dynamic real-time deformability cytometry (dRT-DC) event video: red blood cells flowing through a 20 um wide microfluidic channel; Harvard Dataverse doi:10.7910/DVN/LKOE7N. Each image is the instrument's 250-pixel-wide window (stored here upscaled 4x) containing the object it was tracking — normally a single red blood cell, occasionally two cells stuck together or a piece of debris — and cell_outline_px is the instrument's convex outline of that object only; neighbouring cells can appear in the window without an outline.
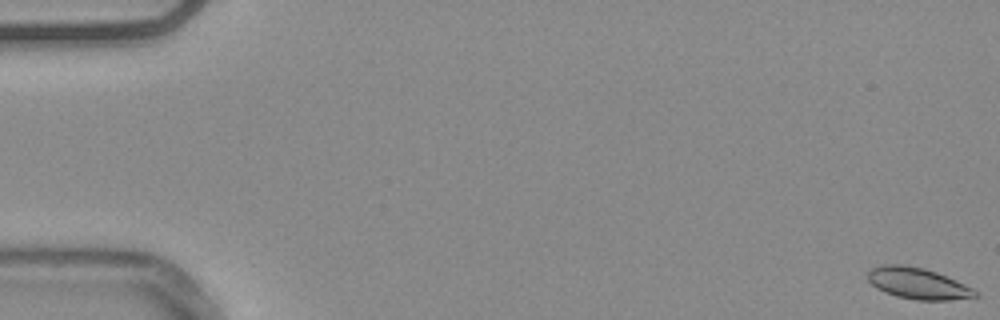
{"species": "common noctule bat (a hibernating species)", "species_latin": "Nyctalus noctula", "temperature_condition": "warm", "stored_images_in_passage": 56, "camera_frame_rate_fps": 3000, "um_per_image_px": 0.085, "animal": {"sex": "male", "body_mass_g": 20.4}, "frame": {"image": 1, "passage_image": 1, "time_ms": 0.0, "image_size_px": [1000, 320], "cell_outline_px": [[980, 296], [948, 300], [916, 300], [896, 296], [884, 292], [876, 288], [868, 280], [868, 272], [872, 268], [884, 264], [904, 264], [924, 268], [936, 272], [956, 280], [972, 288]], "centroid_in_image_um": [78.0, 24.08], "position_along_channel_um": 7.0, "area_um2": 19.54}}
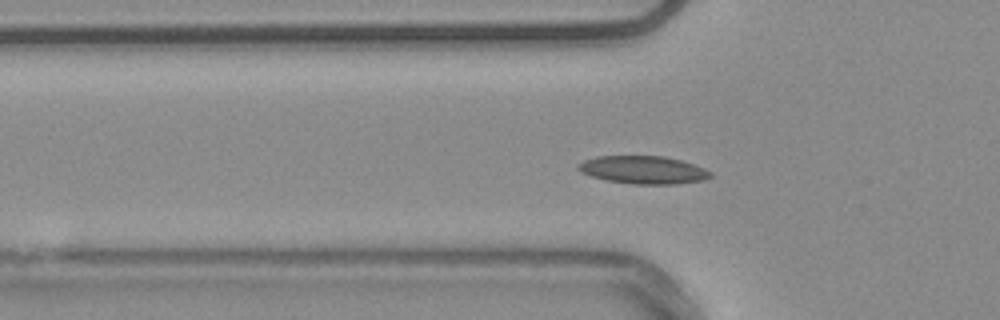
{"frame": {"image": 2, "passage_image": 19, "time_ms": 6.0, "image_size_px": [1000, 320], "cell_outline_px": [[712, 176], [704, 180], [676, 184], [632, 184], [604, 180], [580, 172], [576, 168], [576, 164], [584, 160], [596, 156], [664, 156], [680, 160], [704, 168], [712, 172]], "centroid_in_image_um": [54.64, 14.44], "position_along_channel_um": 71.2, "area_um2": 21.62}}
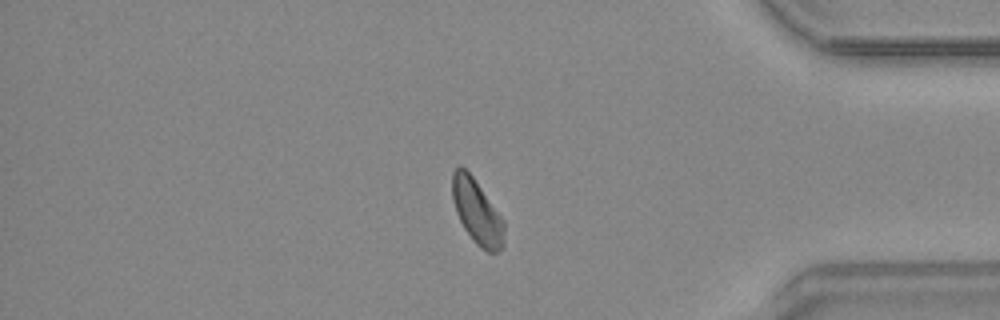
{"frame": {"image": 3, "passage_image": 47, "time_ms": 15.333, "image_size_px": [1000, 320], "cell_outline_px": [[504, 244], [496, 252], [488, 252], [480, 248], [472, 240], [464, 228], [456, 212], [452, 200], [452, 172], [460, 164], [472, 176], [504, 220]], "centroid_in_image_um": [40.53, 18.01], "position_along_channel_um": 394.7, "area_um2": 19.42}, "authors_computed_cell_mechanics": {"area_um2": 19.6231, "velocity_mm_per_s": 3.7292, "shape_relaxation_time_tau1_ms": 4.0641, "shape_relaxation_time_tau2_ms": null, "deformation_change_tau1": 0.0796, "deformation_change_tau2": null}}